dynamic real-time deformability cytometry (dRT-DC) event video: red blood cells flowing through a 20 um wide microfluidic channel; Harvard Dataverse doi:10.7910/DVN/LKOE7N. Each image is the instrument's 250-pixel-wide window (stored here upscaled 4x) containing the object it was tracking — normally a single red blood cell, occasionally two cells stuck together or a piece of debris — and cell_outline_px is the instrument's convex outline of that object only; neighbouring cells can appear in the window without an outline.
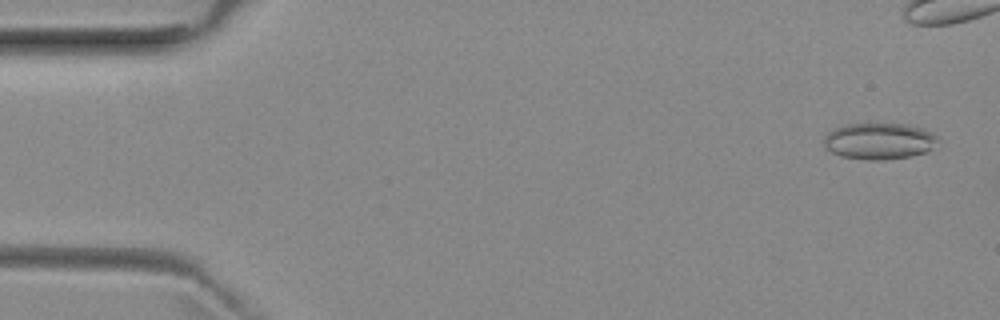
{"species": "common noctule bat (a hibernating species)", "species_latin": "Nyctalus noctula", "temperature_condition": "room temperature", "stored_images_in_passage": 43, "camera_frame_rate_fps": 3000, "um_per_image_px": 0.085, "animal": {"sex": "female", "body_mass_g": 29.2, "forearm_length_mm": 56.3}, "frame": {"image": 1, "passage_image": 2, "time_ms": 0.333, "image_size_px": [1000, 320], "cell_outline_px": [[940, 140], [928, 152], [912, 156], [884, 160], [868, 160], [840, 156], [832, 152], [824, 144], [824, 136], [828, 132], [844, 124], [908, 124], [924, 128], [932, 132]], "centroid_in_image_um": [74.77, 11.99], "position_along_channel_um": 10.2, "area_um2": 24.39}}
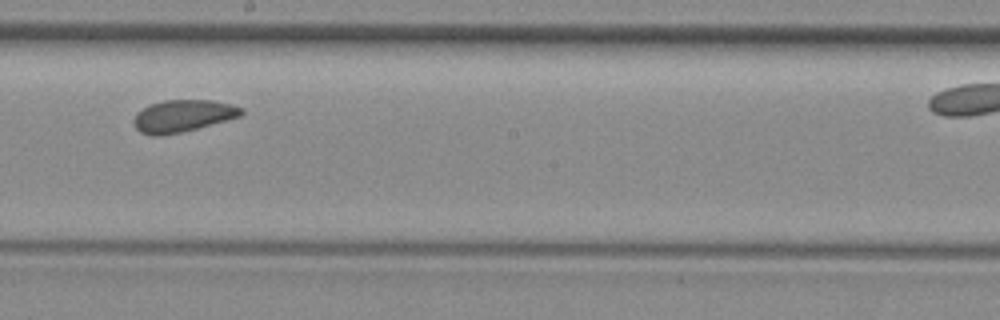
{"frame": {"image": 2, "passage_image": 29, "time_ms": 9.333, "image_size_px": [1000, 320], "cell_outline_px": [[244, 116], [180, 132], [160, 136], [152, 136], [140, 132], [136, 128], [132, 120], [136, 112], [148, 104], [164, 100], [212, 100], [244, 108]], "centroid_in_image_um": [15.52, 9.85], "position_along_channel_um": 232.7, "area_um2": 20.29}}
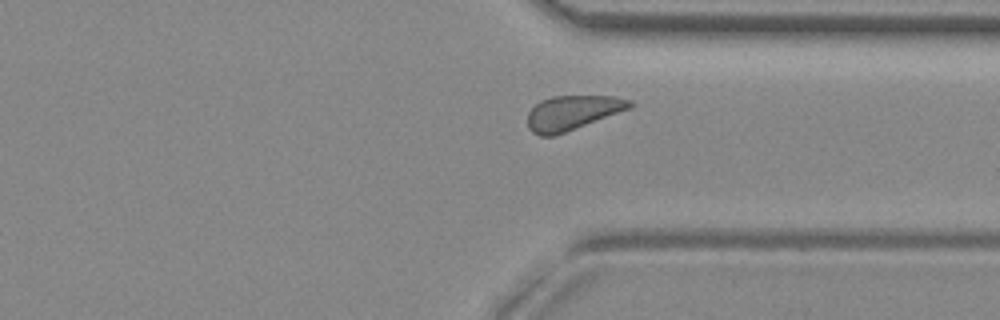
{"frame": {"image": 3, "passage_image": 39, "time_ms": 12.667, "image_size_px": [1000, 320], "cell_outline_px": [[632, 108], [564, 132], [552, 136], [540, 136], [532, 132], [528, 128], [528, 112], [540, 100], [552, 96], [612, 96], [632, 100]], "centroid_in_image_um": [48.65, 9.57], "position_along_channel_um": 362.8, "area_um2": 20.4}}